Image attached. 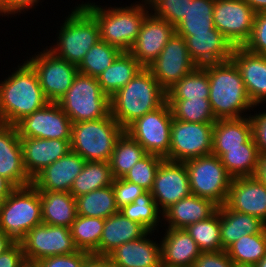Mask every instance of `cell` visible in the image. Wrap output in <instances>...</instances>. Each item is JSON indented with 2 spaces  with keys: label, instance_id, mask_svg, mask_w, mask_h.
<instances>
[{
  "label": "cell",
  "instance_id": "6da1fadb",
  "mask_svg": "<svg viewBox=\"0 0 266 267\" xmlns=\"http://www.w3.org/2000/svg\"><path fill=\"white\" fill-rule=\"evenodd\" d=\"M11 74L0 80V123L16 125L49 101L40 86L36 71L23 59Z\"/></svg>",
  "mask_w": 266,
  "mask_h": 267
},
{
  "label": "cell",
  "instance_id": "7a4b0ae2",
  "mask_svg": "<svg viewBox=\"0 0 266 267\" xmlns=\"http://www.w3.org/2000/svg\"><path fill=\"white\" fill-rule=\"evenodd\" d=\"M202 67L208 73V99L215 119H239L250 116L248 113H251L255 106L247 95L236 64L230 59Z\"/></svg>",
  "mask_w": 266,
  "mask_h": 267
},
{
  "label": "cell",
  "instance_id": "3957f363",
  "mask_svg": "<svg viewBox=\"0 0 266 267\" xmlns=\"http://www.w3.org/2000/svg\"><path fill=\"white\" fill-rule=\"evenodd\" d=\"M127 6H102L87 1L81 4L95 17L100 29V40L116 46L121 51H129L140 32L145 17L150 13L147 0Z\"/></svg>",
  "mask_w": 266,
  "mask_h": 267
},
{
  "label": "cell",
  "instance_id": "277c9868",
  "mask_svg": "<svg viewBox=\"0 0 266 267\" xmlns=\"http://www.w3.org/2000/svg\"><path fill=\"white\" fill-rule=\"evenodd\" d=\"M166 102V91L153 74L142 68L124 87L110 97V113L125 130L136 119Z\"/></svg>",
  "mask_w": 266,
  "mask_h": 267
},
{
  "label": "cell",
  "instance_id": "5b68a950",
  "mask_svg": "<svg viewBox=\"0 0 266 267\" xmlns=\"http://www.w3.org/2000/svg\"><path fill=\"white\" fill-rule=\"evenodd\" d=\"M72 8L58 26L55 43L46 47L55 56L78 67L87 51L100 40V29L95 17L82 4Z\"/></svg>",
  "mask_w": 266,
  "mask_h": 267
},
{
  "label": "cell",
  "instance_id": "8992f818",
  "mask_svg": "<svg viewBox=\"0 0 266 267\" xmlns=\"http://www.w3.org/2000/svg\"><path fill=\"white\" fill-rule=\"evenodd\" d=\"M124 131L111 113L98 120L72 123L71 151L85 161L109 162L116 141Z\"/></svg>",
  "mask_w": 266,
  "mask_h": 267
},
{
  "label": "cell",
  "instance_id": "52a82bcc",
  "mask_svg": "<svg viewBox=\"0 0 266 267\" xmlns=\"http://www.w3.org/2000/svg\"><path fill=\"white\" fill-rule=\"evenodd\" d=\"M40 224V193L33 184L16 187L0 204V230L15 242H20L29 230Z\"/></svg>",
  "mask_w": 266,
  "mask_h": 267
},
{
  "label": "cell",
  "instance_id": "ba28073f",
  "mask_svg": "<svg viewBox=\"0 0 266 267\" xmlns=\"http://www.w3.org/2000/svg\"><path fill=\"white\" fill-rule=\"evenodd\" d=\"M57 103L72 123L98 120L110 113V98L101 89L97 78L79 72Z\"/></svg>",
  "mask_w": 266,
  "mask_h": 267
},
{
  "label": "cell",
  "instance_id": "9c48e42d",
  "mask_svg": "<svg viewBox=\"0 0 266 267\" xmlns=\"http://www.w3.org/2000/svg\"><path fill=\"white\" fill-rule=\"evenodd\" d=\"M184 164L189 175L191 194L209 199L218 206L224 205L233 178L221 159L211 154L191 158Z\"/></svg>",
  "mask_w": 266,
  "mask_h": 267
},
{
  "label": "cell",
  "instance_id": "30bf717a",
  "mask_svg": "<svg viewBox=\"0 0 266 267\" xmlns=\"http://www.w3.org/2000/svg\"><path fill=\"white\" fill-rule=\"evenodd\" d=\"M173 115L165 102L158 109L136 119L126 129L148 154L158 155L169 160L171 123Z\"/></svg>",
  "mask_w": 266,
  "mask_h": 267
},
{
  "label": "cell",
  "instance_id": "8fae6325",
  "mask_svg": "<svg viewBox=\"0 0 266 267\" xmlns=\"http://www.w3.org/2000/svg\"><path fill=\"white\" fill-rule=\"evenodd\" d=\"M29 56L26 61L36 71L45 97L49 102L57 103L73 84L78 67L55 56L47 47Z\"/></svg>",
  "mask_w": 266,
  "mask_h": 267
},
{
  "label": "cell",
  "instance_id": "7c38bea8",
  "mask_svg": "<svg viewBox=\"0 0 266 267\" xmlns=\"http://www.w3.org/2000/svg\"><path fill=\"white\" fill-rule=\"evenodd\" d=\"M214 123L185 122L173 118L169 161L184 162L212 154Z\"/></svg>",
  "mask_w": 266,
  "mask_h": 267
},
{
  "label": "cell",
  "instance_id": "4fadbf2b",
  "mask_svg": "<svg viewBox=\"0 0 266 267\" xmlns=\"http://www.w3.org/2000/svg\"><path fill=\"white\" fill-rule=\"evenodd\" d=\"M29 267L37 261L56 255L72 254L78 251L70 228L40 224L34 226L20 241Z\"/></svg>",
  "mask_w": 266,
  "mask_h": 267
},
{
  "label": "cell",
  "instance_id": "5bb4252c",
  "mask_svg": "<svg viewBox=\"0 0 266 267\" xmlns=\"http://www.w3.org/2000/svg\"><path fill=\"white\" fill-rule=\"evenodd\" d=\"M256 12L244 0H215L213 20L234 47H243L249 40Z\"/></svg>",
  "mask_w": 266,
  "mask_h": 267
},
{
  "label": "cell",
  "instance_id": "9a60e30c",
  "mask_svg": "<svg viewBox=\"0 0 266 267\" xmlns=\"http://www.w3.org/2000/svg\"><path fill=\"white\" fill-rule=\"evenodd\" d=\"M197 65L190 58L185 39L174 33L158 57L147 69L159 85L167 91Z\"/></svg>",
  "mask_w": 266,
  "mask_h": 267
},
{
  "label": "cell",
  "instance_id": "2e32d148",
  "mask_svg": "<svg viewBox=\"0 0 266 267\" xmlns=\"http://www.w3.org/2000/svg\"><path fill=\"white\" fill-rule=\"evenodd\" d=\"M15 126L20 137L71 140L72 122L58 103L49 102Z\"/></svg>",
  "mask_w": 266,
  "mask_h": 267
},
{
  "label": "cell",
  "instance_id": "e0dca14e",
  "mask_svg": "<svg viewBox=\"0 0 266 267\" xmlns=\"http://www.w3.org/2000/svg\"><path fill=\"white\" fill-rule=\"evenodd\" d=\"M150 192L162 213L179 200L190 196L189 175L184 162L164 159L157 168Z\"/></svg>",
  "mask_w": 266,
  "mask_h": 267
},
{
  "label": "cell",
  "instance_id": "ac0fdd59",
  "mask_svg": "<svg viewBox=\"0 0 266 267\" xmlns=\"http://www.w3.org/2000/svg\"><path fill=\"white\" fill-rule=\"evenodd\" d=\"M175 33V27L155 17L151 12L145 17L135 43L128 51L144 68H147Z\"/></svg>",
  "mask_w": 266,
  "mask_h": 267
},
{
  "label": "cell",
  "instance_id": "d6986e66",
  "mask_svg": "<svg viewBox=\"0 0 266 267\" xmlns=\"http://www.w3.org/2000/svg\"><path fill=\"white\" fill-rule=\"evenodd\" d=\"M225 205L231 210L257 217L266 224V187L254 176L233 178Z\"/></svg>",
  "mask_w": 266,
  "mask_h": 267
},
{
  "label": "cell",
  "instance_id": "ffe728a7",
  "mask_svg": "<svg viewBox=\"0 0 266 267\" xmlns=\"http://www.w3.org/2000/svg\"><path fill=\"white\" fill-rule=\"evenodd\" d=\"M0 175L15 187L32 184L24 168L20 136L15 125L0 123Z\"/></svg>",
  "mask_w": 266,
  "mask_h": 267
},
{
  "label": "cell",
  "instance_id": "44dd1931",
  "mask_svg": "<svg viewBox=\"0 0 266 267\" xmlns=\"http://www.w3.org/2000/svg\"><path fill=\"white\" fill-rule=\"evenodd\" d=\"M182 37L185 39L190 58L200 67L230 60L235 48L216 28Z\"/></svg>",
  "mask_w": 266,
  "mask_h": 267
},
{
  "label": "cell",
  "instance_id": "7402d4cb",
  "mask_svg": "<svg viewBox=\"0 0 266 267\" xmlns=\"http://www.w3.org/2000/svg\"><path fill=\"white\" fill-rule=\"evenodd\" d=\"M231 60L236 64L247 95L254 106L266 103V56L235 47Z\"/></svg>",
  "mask_w": 266,
  "mask_h": 267
},
{
  "label": "cell",
  "instance_id": "603a6c76",
  "mask_svg": "<svg viewBox=\"0 0 266 267\" xmlns=\"http://www.w3.org/2000/svg\"><path fill=\"white\" fill-rule=\"evenodd\" d=\"M85 163L80 155L70 150L40 171L32 179V184L39 191L70 192L73 181L82 172Z\"/></svg>",
  "mask_w": 266,
  "mask_h": 267
},
{
  "label": "cell",
  "instance_id": "cb8c5ba5",
  "mask_svg": "<svg viewBox=\"0 0 266 267\" xmlns=\"http://www.w3.org/2000/svg\"><path fill=\"white\" fill-rule=\"evenodd\" d=\"M20 141L24 168L31 179L71 150L70 140L20 137Z\"/></svg>",
  "mask_w": 266,
  "mask_h": 267
},
{
  "label": "cell",
  "instance_id": "d4e9b609",
  "mask_svg": "<svg viewBox=\"0 0 266 267\" xmlns=\"http://www.w3.org/2000/svg\"><path fill=\"white\" fill-rule=\"evenodd\" d=\"M153 231L118 246L108 257L115 267H162L161 243L154 241ZM152 238H151V237ZM152 239V240H151Z\"/></svg>",
  "mask_w": 266,
  "mask_h": 267
},
{
  "label": "cell",
  "instance_id": "484cf974",
  "mask_svg": "<svg viewBox=\"0 0 266 267\" xmlns=\"http://www.w3.org/2000/svg\"><path fill=\"white\" fill-rule=\"evenodd\" d=\"M160 236L162 266L192 267L201 251L185 229L163 228Z\"/></svg>",
  "mask_w": 266,
  "mask_h": 267
},
{
  "label": "cell",
  "instance_id": "4316f807",
  "mask_svg": "<svg viewBox=\"0 0 266 267\" xmlns=\"http://www.w3.org/2000/svg\"><path fill=\"white\" fill-rule=\"evenodd\" d=\"M217 209L218 205L213 201L191 194L162 213V227L185 229L190 224L209 218Z\"/></svg>",
  "mask_w": 266,
  "mask_h": 267
},
{
  "label": "cell",
  "instance_id": "83f0119b",
  "mask_svg": "<svg viewBox=\"0 0 266 267\" xmlns=\"http://www.w3.org/2000/svg\"><path fill=\"white\" fill-rule=\"evenodd\" d=\"M250 116L239 119H218L213 126L212 155L221 158L226 149L243 148L252 138Z\"/></svg>",
  "mask_w": 266,
  "mask_h": 267
},
{
  "label": "cell",
  "instance_id": "f1b7e54d",
  "mask_svg": "<svg viewBox=\"0 0 266 267\" xmlns=\"http://www.w3.org/2000/svg\"><path fill=\"white\" fill-rule=\"evenodd\" d=\"M148 231L120 211L105 219L99 243V256H108L118 246L143 237Z\"/></svg>",
  "mask_w": 266,
  "mask_h": 267
},
{
  "label": "cell",
  "instance_id": "f546056e",
  "mask_svg": "<svg viewBox=\"0 0 266 267\" xmlns=\"http://www.w3.org/2000/svg\"><path fill=\"white\" fill-rule=\"evenodd\" d=\"M217 210L220 214V236L224 251L242 236L260 233L266 227L259 218L231 210L225 204L218 206Z\"/></svg>",
  "mask_w": 266,
  "mask_h": 267
},
{
  "label": "cell",
  "instance_id": "4dcf8cb0",
  "mask_svg": "<svg viewBox=\"0 0 266 267\" xmlns=\"http://www.w3.org/2000/svg\"><path fill=\"white\" fill-rule=\"evenodd\" d=\"M42 223L70 228L77 217L75 197L70 192L39 191Z\"/></svg>",
  "mask_w": 266,
  "mask_h": 267
},
{
  "label": "cell",
  "instance_id": "1f68e13d",
  "mask_svg": "<svg viewBox=\"0 0 266 267\" xmlns=\"http://www.w3.org/2000/svg\"><path fill=\"white\" fill-rule=\"evenodd\" d=\"M142 68L143 66L128 51H122L113 63L97 77V81L103 92L110 98Z\"/></svg>",
  "mask_w": 266,
  "mask_h": 267
},
{
  "label": "cell",
  "instance_id": "d6a6232c",
  "mask_svg": "<svg viewBox=\"0 0 266 267\" xmlns=\"http://www.w3.org/2000/svg\"><path fill=\"white\" fill-rule=\"evenodd\" d=\"M114 181L109 162L86 161L72 183L70 193L76 198L93 190L111 186Z\"/></svg>",
  "mask_w": 266,
  "mask_h": 267
},
{
  "label": "cell",
  "instance_id": "836d02e7",
  "mask_svg": "<svg viewBox=\"0 0 266 267\" xmlns=\"http://www.w3.org/2000/svg\"><path fill=\"white\" fill-rule=\"evenodd\" d=\"M77 215L106 219L118 213L112 185L75 198Z\"/></svg>",
  "mask_w": 266,
  "mask_h": 267
},
{
  "label": "cell",
  "instance_id": "e575fe53",
  "mask_svg": "<svg viewBox=\"0 0 266 267\" xmlns=\"http://www.w3.org/2000/svg\"><path fill=\"white\" fill-rule=\"evenodd\" d=\"M215 0H192L187 14L175 26V33L180 36H192L193 33L207 32L215 28L213 20Z\"/></svg>",
  "mask_w": 266,
  "mask_h": 267
},
{
  "label": "cell",
  "instance_id": "d590c367",
  "mask_svg": "<svg viewBox=\"0 0 266 267\" xmlns=\"http://www.w3.org/2000/svg\"><path fill=\"white\" fill-rule=\"evenodd\" d=\"M146 154L144 148L124 131L117 139L109 161L114 179L123 178Z\"/></svg>",
  "mask_w": 266,
  "mask_h": 267
},
{
  "label": "cell",
  "instance_id": "8d00e7d4",
  "mask_svg": "<svg viewBox=\"0 0 266 267\" xmlns=\"http://www.w3.org/2000/svg\"><path fill=\"white\" fill-rule=\"evenodd\" d=\"M119 211L131 221L141 224L147 231L159 233V228L162 227V212L150 191H145L133 203L123 206Z\"/></svg>",
  "mask_w": 266,
  "mask_h": 267
},
{
  "label": "cell",
  "instance_id": "74e56055",
  "mask_svg": "<svg viewBox=\"0 0 266 267\" xmlns=\"http://www.w3.org/2000/svg\"><path fill=\"white\" fill-rule=\"evenodd\" d=\"M259 151L252 137L243 148L226 149L220 158L227 172L236 177L254 176L258 163Z\"/></svg>",
  "mask_w": 266,
  "mask_h": 267
},
{
  "label": "cell",
  "instance_id": "f35d334b",
  "mask_svg": "<svg viewBox=\"0 0 266 267\" xmlns=\"http://www.w3.org/2000/svg\"><path fill=\"white\" fill-rule=\"evenodd\" d=\"M105 219L77 215L70 226L75 246L80 251L99 255V243Z\"/></svg>",
  "mask_w": 266,
  "mask_h": 267
},
{
  "label": "cell",
  "instance_id": "ab89813d",
  "mask_svg": "<svg viewBox=\"0 0 266 267\" xmlns=\"http://www.w3.org/2000/svg\"><path fill=\"white\" fill-rule=\"evenodd\" d=\"M226 252L235 265L255 266L266 255V227L260 233L242 236Z\"/></svg>",
  "mask_w": 266,
  "mask_h": 267
},
{
  "label": "cell",
  "instance_id": "60d3db41",
  "mask_svg": "<svg viewBox=\"0 0 266 267\" xmlns=\"http://www.w3.org/2000/svg\"><path fill=\"white\" fill-rule=\"evenodd\" d=\"M209 78L207 71L197 66L166 91V99H208Z\"/></svg>",
  "mask_w": 266,
  "mask_h": 267
},
{
  "label": "cell",
  "instance_id": "b9f144b4",
  "mask_svg": "<svg viewBox=\"0 0 266 267\" xmlns=\"http://www.w3.org/2000/svg\"><path fill=\"white\" fill-rule=\"evenodd\" d=\"M174 119L195 123H215L209 99H166Z\"/></svg>",
  "mask_w": 266,
  "mask_h": 267
},
{
  "label": "cell",
  "instance_id": "7bdbcfd3",
  "mask_svg": "<svg viewBox=\"0 0 266 267\" xmlns=\"http://www.w3.org/2000/svg\"><path fill=\"white\" fill-rule=\"evenodd\" d=\"M185 230L196 241L201 252L222 250L220 214L218 210L209 218L188 225Z\"/></svg>",
  "mask_w": 266,
  "mask_h": 267
},
{
  "label": "cell",
  "instance_id": "ee69618b",
  "mask_svg": "<svg viewBox=\"0 0 266 267\" xmlns=\"http://www.w3.org/2000/svg\"><path fill=\"white\" fill-rule=\"evenodd\" d=\"M122 51L116 46L99 40L87 51L78 66L79 73L97 78L105 71Z\"/></svg>",
  "mask_w": 266,
  "mask_h": 267
},
{
  "label": "cell",
  "instance_id": "f6af8a7d",
  "mask_svg": "<svg viewBox=\"0 0 266 267\" xmlns=\"http://www.w3.org/2000/svg\"><path fill=\"white\" fill-rule=\"evenodd\" d=\"M163 160V157L147 153L125 174L123 179L139 185L145 191H151L157 168Z\"/></svg>",
  "mask_w": 266,
  "mask_h": 267
},
{
  "label": "cell",
  "instance_id": "bcb514c9",
  "mask_svg": "<svg viewBox=\"0 0 266 267\" xmlns=\"http://www.w3.org/2000/svg\"><path fill=\"white\" fill-rule=\"evenodd\" d=\"M192 0H147L150 12L174 27L187 14L189 2Z\"/></svg>",
  "mask_w": 266,
  "mask_h": 267
},
{
  "label": "cell",
  "instance_id": "7dc6e473",
  "mask_svg": "<svg viewBox=\"0 0 266 267\" xmlns=\"http://www.w3.org/2000/svg\"><path fill=\"white\" fill-rule=\"evenodd\" d=\"M243 47L251 53L266 56V11L256 13L251 36Z\"/></svg>",
  "mask_w": 266,
  "mask_h": 267
},
{
  "label": "cell",
  "instance_id": "c3c4849f",
  "mask_svg": "<svg viewBox=\"0 0 266 267\" xmlns=\"http://www.w3.org/2000/svg\"><path fill=\"white\" fill-rule=\"evenodd\" d=\"M112 187L115 193L116 205L119 209L133 203L138 196L145 192L139 185L128 182L123 178L114 179Z\"/></svg>",
  "mask_w": 266,
  "mask_h": 267
},
{
  "label": "cell",
  "instance_id": "681fc988",
  "mask_svg": "<svg viewBox=\"0 0 266 267\" xmlns=\"http://www.w3.org/2000/svg\"><path fill=\"white\" fill-rule=\"evenodd\" d=\"M90 255L85 251H76L72 254L56 255L37 261L32 267H81L84 260Z\"/></svg>",
  "mask_w": 266,
  "mask_h": 267
},
{
  "label": "cell",
  "instance_id": "f907efd6",
  "mask_svg": "<svg viewBox=\"0 0 266 267\" xmlns=\"http://www.w3.org/2000/svg\"><path fill=\"white\" fill-rule=\"evenodd\" d=\"M42 2L43 0H0V16L14 18V16L25 14L31 9H36V6H39Z\"/></svg>",
  "mask_w": 266,
  "mask_h": 267
},
{
  "label": "cell",
  "instance_id": "816d5d0a",
  "mask_svg": "<svg viewBox=\"0 0 266 267\" xmlns=\"http://www.w3.org/2000/svg\"><path fill=\"white\" fill-rule=\"evenodd\" d=\"M257 106L254 107V114L250 113L252 123V136L255 144L257 145L259 153L266 154V110L255 111ZM256 112V113H255Z\"/></svg>",
  "mask_w": 266,
  "mask_h": 267
},
{
  "label": "cell",
  "instance_id": "f5cc1de1",
  "mask_svg": "<svg viewBox=\"0 0 266 267\" xmlns=\"http://www.w3.org/2000/svg\"><path fill=\"white\" fill-rule=\"evenodd\" d=\"M226 251L201 252L192 267H234Z\"/></svg>",
  "mask_w": 266,
  "mask_h": 267
},
{
  "label": "cell",
  "instance_id": "db71d44e",
  "mask_svg": "<svg viewBox=\"0 0 266 267\" xmlns=\"http://www.w3.org/2000/svg\"><path fill=\"white\" fill-rule=\"evenodd\" d=\"M0 267H29L20 242H15L9 249L0 254Z\"/></svg>",
  "mask_w": 266,
  "mask_h": 267
},
{
  "label": "cell",
  "instance_id": "11a10c76",
  "mask_svg": "<svg viewBox=\"0 0 266 267\" xmlns=\"http://www.w3.org/2000/svg\"><path fill=\"white\" fill-rule=\"evenodd\" d=\"M81 267H115L108 256L90 254L83 262Z\"/></svg>",
  "mask_w": 266,
  "mask_h": 267
},
{
  "label": "cell",
  "instance_id": "9f6ffc18",
  "mask_svg": "<svg viewBox=\"0 0 266 267\" xmlns=\"http://www.w3.org/2000/svg\"><path fill=\"white\" fill-rule=\"evenodd\" d=\"M254 177L266 187V154L259 153Z\"/></svg>",
  "mask_w": 266,
  "mask_h": 267
},
{
  "label": "cell",
  "instance_id": "6f0895ef",
  "mask_svg": "<svg viewBox=\"0 0 266 267\" xmlns=\"http://www.w3.org/2000/svg\"><path fill=\"white\" fill-rule=\"evenodd\" d=\"M16 187L5 177L0 175V204L11 194Z\"/></svg>",
  "mask_w": 266,
  "mask_h": 267
},
{
  "label": "cell",
  "instance_id": "680465c9",
  "mask_svg": "<svg viewBox=\"0 0 266 267\" xmlns=\"http://www.w3.org/2000/svg\"><path fill=\"white\" fill-rule=\"evenodd\" d=\"M15 241L0 230V254L9 249Z\"/></svg>",
  "mask_w": 266,
  "mask_h": 267
},
{
  "label": "cell",
  "instance_id": "91938a15",
  "mask_svg": "<svg viewBox=\"0 0 266 267\" xmlns=\"http://www.w3.org/2000/svg\"><path fill=\"white\" fill-rule=\"evenodd\" d=\"M256 13L266 11V0H244Z\"/></svg>",
  "mask_w": 266,
  "mask_h": 267
},
{
  "label": "cell",
  "instance_id": "94428289",
  "mask_svg": "<svg viewBox=\"0 0 266 267\" xmlns=\"http://www.w3.org/2000/svg\"><path fill=\"white\" fill-rule=\"evenodd\" d=\"M255 267H266V255L255 265Z\"/></svg>",
  "mask_w": 266,
  "mask_h": 267
},
{
  "label": "cell",
  "instance_id": "6125c7cd",
  "mask_svg": "<svg viewBox=\"0 0 266 267\" xmlns=\"http://www.w3.org/2000/svg\"><path fill=\"white\" fill-rule=\"evenodd\" d=\"M234 267H255L254 265H235Z\"/></svg>",
  "mask_w": 266,
  "mask_h": 267
}]
</instances>
